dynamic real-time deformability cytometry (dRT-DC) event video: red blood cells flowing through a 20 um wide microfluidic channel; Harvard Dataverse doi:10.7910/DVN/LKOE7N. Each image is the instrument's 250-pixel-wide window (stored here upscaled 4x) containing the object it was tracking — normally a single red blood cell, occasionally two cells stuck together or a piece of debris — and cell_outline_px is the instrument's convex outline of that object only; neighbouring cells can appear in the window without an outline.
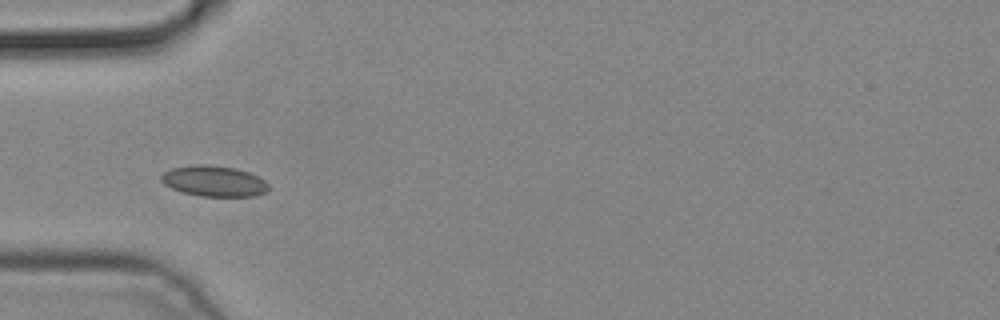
{"species": "common noctule bat (a hibernating species)", "species_latin": "Nyctalus noctula", "temperature_condition": "cold", "stored_images_in_passage": 1, "camera_frame_rate_fps": 3000, "um_per_image_px": 0.085, "animal": {"sex": "male", "body_mass_g": 19.2, "forearm_length_mm": 51.8}, "frame": {"image": 1, "passage_image": 1, "time_ms": 0.0, "image_size_px": [1000, 320], "cell_outline_px": [[268, 192], [256, 196], [200, 196], [184, 192], [172, 188], [164, 184], [160, 180], [160, 176], [164, 172], [172, 168], [196, 164], [208, 164], [236, 168], [248, 172], [264, 180], [268, 184]], "centroid_in_image_um": [18.19, 15.39], "position_along_channel_um": 66.8, "area_um2": 19.25}}